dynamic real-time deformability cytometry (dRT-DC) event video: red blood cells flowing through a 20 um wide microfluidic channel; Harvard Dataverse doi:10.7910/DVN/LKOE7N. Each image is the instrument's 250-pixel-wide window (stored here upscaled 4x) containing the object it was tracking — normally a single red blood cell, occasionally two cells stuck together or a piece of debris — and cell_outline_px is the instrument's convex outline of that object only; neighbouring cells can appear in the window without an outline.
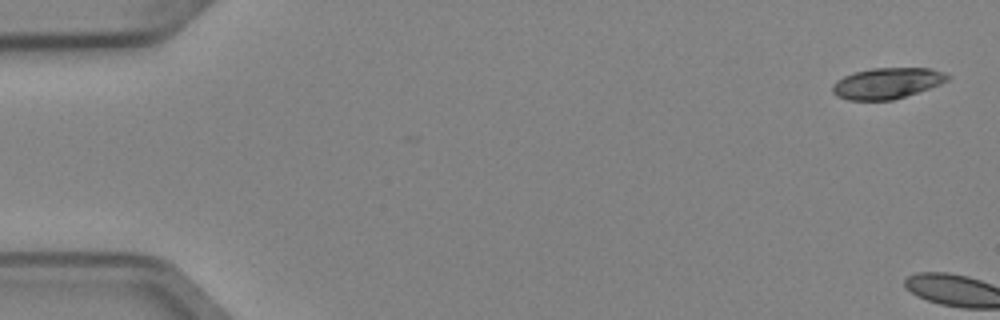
{"species": "Egyptian fruit bat (a non-hibernating species)", "species_latin": "Rousettus aegyptiacus", "temperature_condition": "cold", "stored_images_in_passage": 2, "camera_frame_rate_fps": 3000, "um_per_image_px": 0.085, "animal": {"sex": "female"}, "frame": {"image": 1, "passage_image": 1, "time_ms": 0.0, "image_size_px": [1000, 320], "cell_outline_px": [[952, 76], [948, 80], [940, 84], [892, 100], [848, 100], [836, 96], [832, 92], [832, 84], [836, 80], [844, 76], [856, 72], [872, 68], [932, 68], [944, 72]], "centroid_in_image_um": [75.39, 7.07], "position_along_channel_um": 9.6, "area_um2": 20.69}}